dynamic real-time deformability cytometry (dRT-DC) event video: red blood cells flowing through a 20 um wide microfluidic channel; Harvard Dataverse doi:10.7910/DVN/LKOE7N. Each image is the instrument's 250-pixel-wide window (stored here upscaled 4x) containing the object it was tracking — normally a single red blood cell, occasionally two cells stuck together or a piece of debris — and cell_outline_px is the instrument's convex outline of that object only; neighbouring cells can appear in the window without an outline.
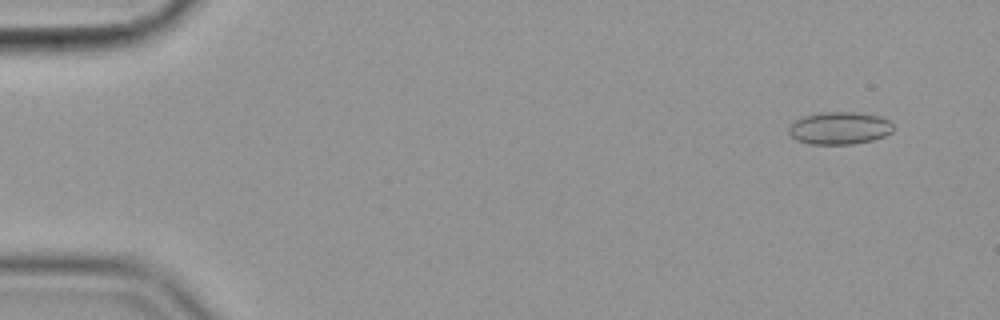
{"species": "common noctule bat (a hibernating species)", "species_latin": "Nyctalus noctula", "temperature_condition": "cold", "stored_images_in_passage": 55, "camera_frame_rate_fps": 3000, "um_per_image_px": 0.085, "animal": {"sex": "female", "body_mass_g": 19.9}, "frame": {"image": 1, "passage_image": 3, "time_ms": 0.667, "image_size_px": [1000, 320], "cell_outline_px": [[892, 132], [884, 136], [872, 140], [852, 144], [808, 144], [796, 140], [788, 132], [788, 128], [796, 120], [804, 116], [824, 112], [856, 112], [880, 116], [888, 120], [892, 124]], "centroid_in_image_um": [71.35, 10.89], "position_along_channel_um": 13.6, "area_um2": 19.71}}
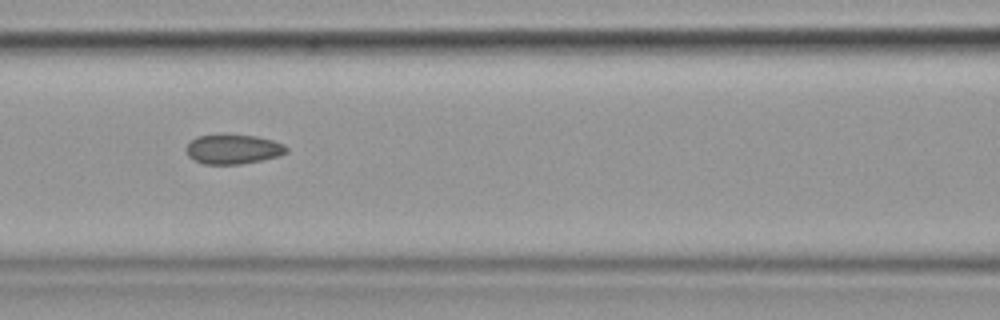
{"frame": {"image": 2, "passage_image": 24, "time_ms": 7.667, "image_size_px": [1000, 320], "cell_outline_px": [[288, 152], [280, 156], [240, 164], [204, 164], [192, 160], [188, 156], [184, 148], [196, 136], [256, 136], [272, 140], [284, 144], [288, 148]], "centroid_in_image_um": [19.81, 12.71], "position_along_channel_um": 146.8, "area_um2": 17.05}}
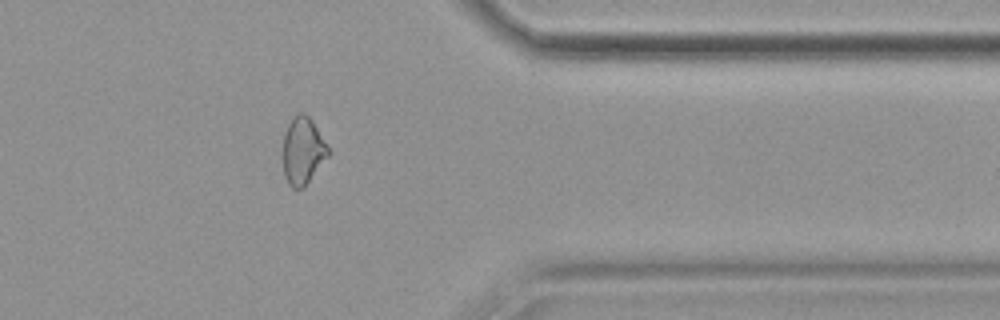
{"frame": {"image": 3, "passage_image": 45, "time_ms": 14.667, "image_size_px": [1000, 320], "cell_outline_px": [[332, 152], [304, 188], [292, 188], [288, 184], [284, 176], [284, 132], [288, 124], [300, 112], [304, 112], [312, 120], [328, 144]], "centroid_in_image_um": [25.78, 12.83], "position_along_channel_um": 385.6, "area_um2": 17.86}, "authors_computed_cell_mechanics": {"area_um2": 18.3804, "velocity_mm_per_s": 3.5871, "shape_relaxation_time_tau1_ms": null, "shape_relaxation_time_tau2_ms": 1.9111, "deformation_change_tau1": null, "deformation_change_tau2": 0.078}}